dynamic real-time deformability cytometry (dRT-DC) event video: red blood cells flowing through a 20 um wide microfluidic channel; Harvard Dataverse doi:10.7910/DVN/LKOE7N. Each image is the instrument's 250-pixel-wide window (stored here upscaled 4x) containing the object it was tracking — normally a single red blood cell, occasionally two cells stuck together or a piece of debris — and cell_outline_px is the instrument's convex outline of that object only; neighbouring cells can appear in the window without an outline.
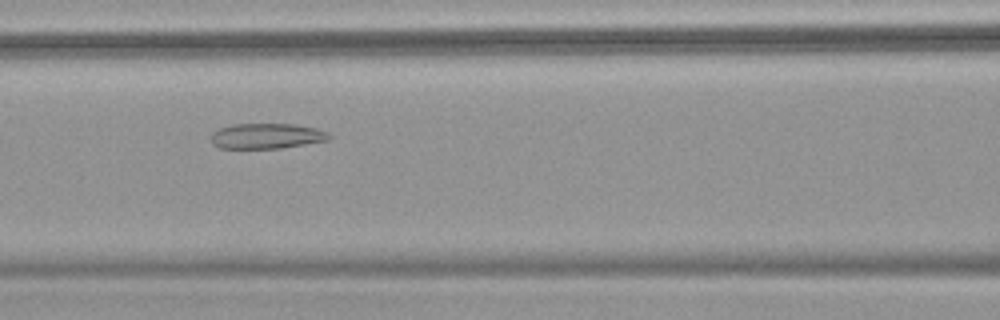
{"species": "common noctule bat (a hibernating species)", "species_latin": "Nyctalus noctula", "temperature_condition": "warm", "stored_images_in_passage": 43, "camera_frame_rate_fps": 3000, "um_per_image_px": 0.085, "animal": {"sex": "female", "body_mass_g": 18.4}, "frame": {"image": 1, "passage_image": 13, "time_ms": 4.0, "image_size_px": [1000, 320], "cell_outline_px": [[332, 136], [328, 140], [280, 148], [220, 148], [212, 144], [212, 132], [220, 128], [232, 124], [296, 124], [316, 128], [328, 132]], "centroid_in_image_um": [22.67, 11.55], "position_along_channel_um": 143.9, "area_um2": 17.4}, "authors_computed_cell_mechanics": {"area_um2": 20.23, "velocity_mm_per_s": 3.7781, "shape_relaxation_time_tau1_ms": null, "shape_relaxation_time_tau2_ms": 2.5436, "deformation_change_tau1": null, "deformation_change_tau2": 0.0983}}